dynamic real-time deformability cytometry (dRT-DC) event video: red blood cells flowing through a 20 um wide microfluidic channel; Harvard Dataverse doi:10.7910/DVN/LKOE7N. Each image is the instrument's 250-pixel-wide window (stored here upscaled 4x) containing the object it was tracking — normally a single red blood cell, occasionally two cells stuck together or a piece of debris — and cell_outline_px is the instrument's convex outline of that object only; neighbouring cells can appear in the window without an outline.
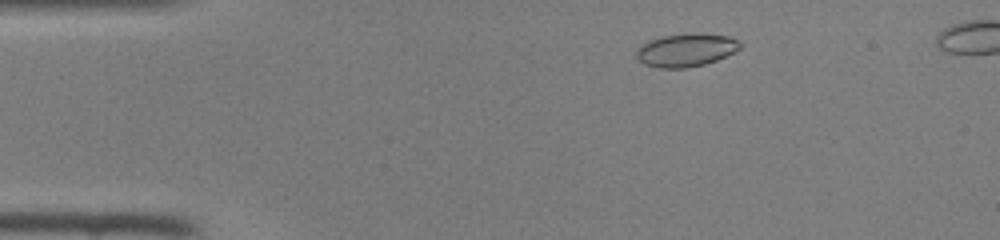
{"species": "common noctule bat (a hibernating species)", "species_latin": "Nyctalus noctula", "temperature_condition": "room temperature", "stored_images_in_passage": 42, "camera_frame_rate_fps": 3000, "um_per_image_px": 0.085, "animal": {"sex": "female", "body_mass_g": 22.0, "forearm_length_mm": 56.7}, "frame": {"image": 1, "passage_image": 5, "time_ms": 1.333, "image_size_px": [1000, 240], "cell_outline_px": [[744, 44], [740, 48], [716, 60], [704, 64], [688, 68], [660, 68], [644, 64], [636, 56], [636, 48], [640, 44], [648, 40], [660, 36], [688, 32], [700, 32], [728, 36], [740, 40]], "centroid_in_image_um": [58.3, 4.22], "position_along_channel_um": 26.7, "area_um2": 20.46}}
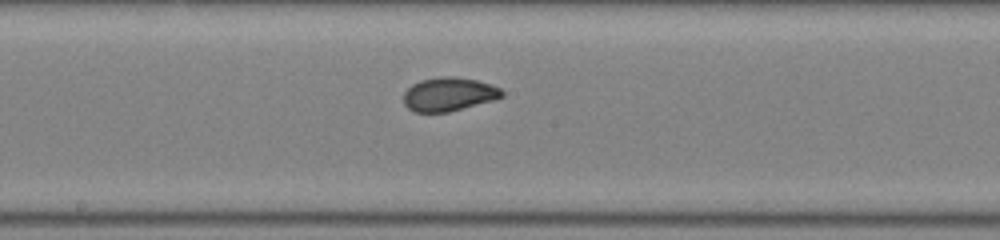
{"frame": {"image": 2, "passage_image": 22, "time_ms": 7.0, "image_size_px": [1000, 240], "cell_outline_px": [[504, 96], [492, 100], [448, 112], [416, 112], [408, 108], [404, 104], [404, 92], [412, 84], [420, 80], [440, 76], [452, 76], [476, 80], [492, 84], [500, 88], [504, 92]], "centroid_in_image_um": [38.14, 8.0], "position_along_channel_um": 210.1, "area_um2": 19.25}}
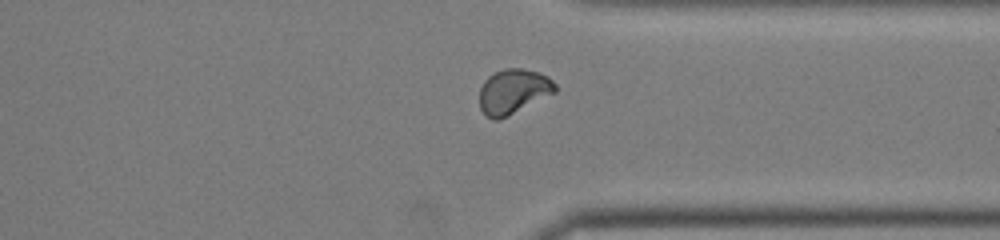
{"frame": {"image": 3, "passage_image": 33, "time_ms": 10.667, "image_size_px": [1000, 240], "cell_outline_px": [[556, 92], [500, 120], [492, 120], [484, 116], [480, 108], [480, 88], [484, 80], [492, 72], [504, 68], [524, 68], [540, 72], [548, 76], [556, 84]], "centroid_in_image_um": [43.61, 7.77], "position_along_channel_um": 367.8, "area_um2": 20.17}}